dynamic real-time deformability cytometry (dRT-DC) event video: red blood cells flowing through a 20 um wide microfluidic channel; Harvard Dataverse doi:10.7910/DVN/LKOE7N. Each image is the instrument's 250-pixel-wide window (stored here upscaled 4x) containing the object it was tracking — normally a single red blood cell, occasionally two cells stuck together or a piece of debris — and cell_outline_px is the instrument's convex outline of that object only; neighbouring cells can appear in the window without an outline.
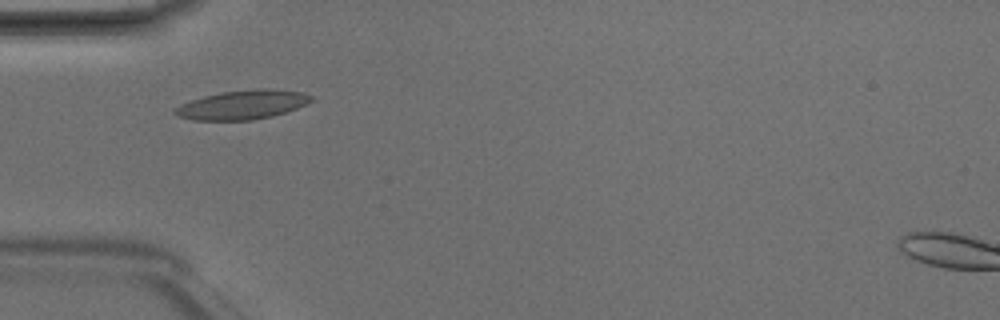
{"species": "Egyptian fruit bat (a non-hibernating species)", "species_latin": "Rousettus aegyptiacus", "temperature_condition": "room temperature", "stored_images_in_passage": 4, "camera_frame_rate_fps": 3000, "um_per_image_px": 0.085, "animal": {"sex": "male"}, "frame": {"image": 1, "passage_image": 2, "time_ms": 0.333, "image_size_px": [1000, 320], "cell_outline_px": [[312, 100], [308, 104], [272, 116], [252, 120], [196, 120], [180, 116], [172, 112], [180, 104], [204, 96], [220, 92], [260, 88], [264, 88], [304, 92], [312, 96]], "centroid_in_image_um": [20.64, 8.89], "position_along_channel_um": 64.4, "area_um2": 22.95}}
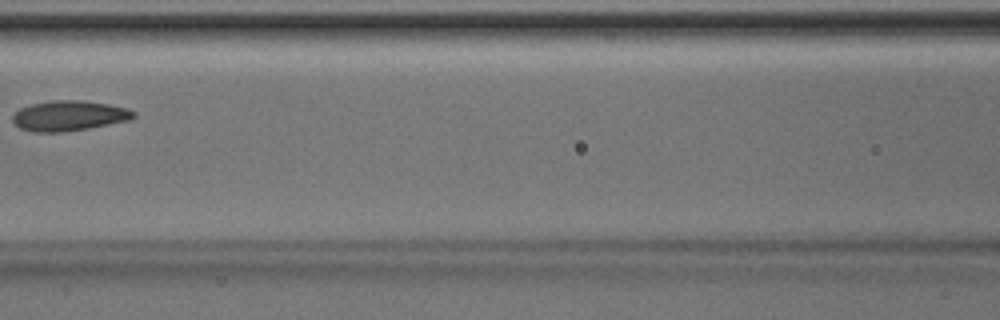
{"frame": {"image": 2, "passage_image": 4, "time_ms": 1.0, "image_size_px": [1000, 320], "cell_outline_px": [[136, 116], [132, 120], [88, 128], [64, 132], [32, 132], [20, 128], [12, 120], [12, 116], [20, 108], [32, 104], [52, 100], [80, 100], [108, 104], [128, 108], [136, 112]], "centroid_in_image_um": [5.9, 9.84], "position_along_channel_um": 160.7, "area_um2": 21.39}}